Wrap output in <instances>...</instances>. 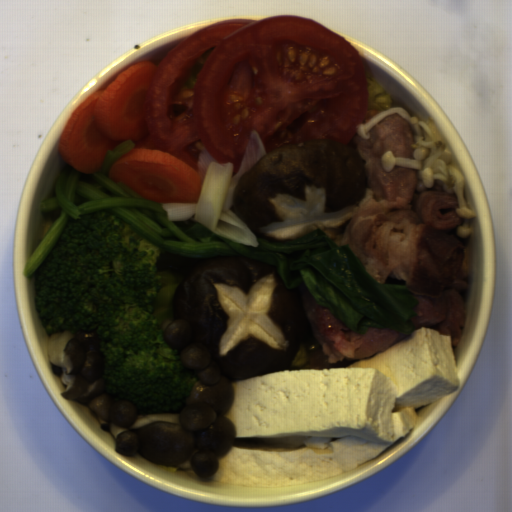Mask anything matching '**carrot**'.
<instances>
[{"label": "carrot", "mask_w": 512, "mask_h": 512, "mask_svg": "<svg viewBox=\"0 0 512 512\" xmlns=\"http://www.w3.org/2000/svg\"><path fill=\"white\" fill-rule=\"evenodd\" d=\"M157 68L153 61L136 62L83 100L59 136L58 154L89 175L99 172L107 150L132 140L133 147L108 170L111 179L161 204L198 203L202 179L196 158L183 150L166 153L146 142L142 102Z\"/></svg>", "instance_id": "1"}]
</instances>
